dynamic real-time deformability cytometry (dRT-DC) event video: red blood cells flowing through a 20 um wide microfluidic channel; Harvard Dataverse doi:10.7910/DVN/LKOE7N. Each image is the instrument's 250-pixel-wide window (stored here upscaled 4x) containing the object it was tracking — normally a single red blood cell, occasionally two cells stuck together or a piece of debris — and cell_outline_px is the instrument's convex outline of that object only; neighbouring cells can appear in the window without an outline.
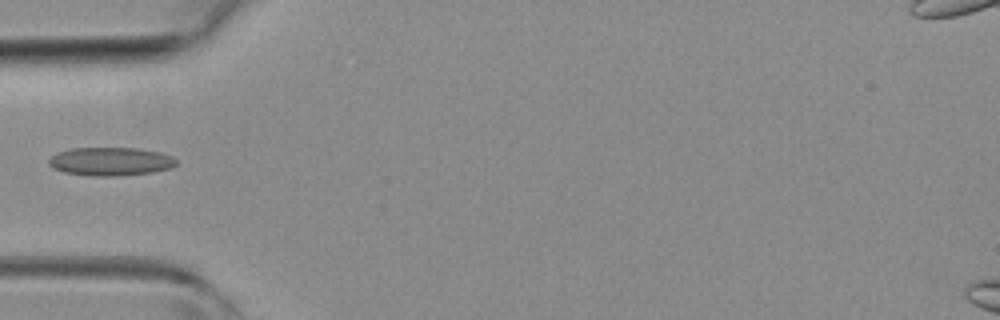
{"species": "common noctule bat (a hibernating species)", "species_latin": "Nyctalus noctula", "temperature_condition": "room temperature", "stored_images_in_passage": 3, "camera_frame_rate_fps": 3000, "um_per_image_px": 0.085, "animal": {"sex": "female", "body_mass_g": 19.3, "forearm_length_mm": 54.1}, "frame": {"image": 1, "passage_image": 3, "time_ms": 21.0, "image_size_px": [1000, 320], "cell_outline_px": [[176, 164], [172, 168], [152, 172], [120, 176], [92, 176], [64, 172], [52, 168], [48, 164], [48, 160], [52, 156], [60, 152], [72, 148], [136, 148], [160, 152], [172, 156], [176, 160]], "centroid_in_image_um": [9.41, 13.73], "position_along_channel_um": 75.6, "area_um2": 21.1}}